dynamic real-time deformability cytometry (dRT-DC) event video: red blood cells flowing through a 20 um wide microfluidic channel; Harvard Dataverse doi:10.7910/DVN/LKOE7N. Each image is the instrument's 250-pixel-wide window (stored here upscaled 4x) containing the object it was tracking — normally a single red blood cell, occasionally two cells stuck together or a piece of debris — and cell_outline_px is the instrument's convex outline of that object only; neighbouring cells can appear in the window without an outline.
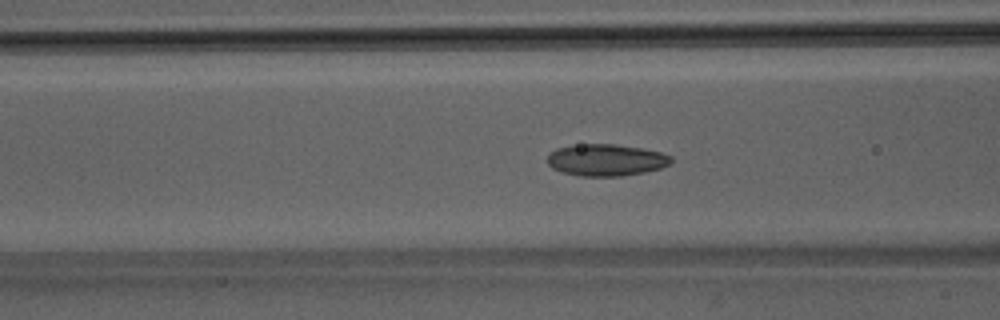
{"species": "Egyptian fruit bat (a non-hibernating species)", "species_latin": "Rousettus aegyptiacus", "temperature_condition": "room temperature", "stored_images_in_passage": 51, "camera_frame_rate_fps": 3000, "um_per_image_px": 0.085, "animal": {"sex": "male"}, "frame": {"image": 1, "passage_image": 20, "time_ms": 6.333, "image_size_px": [1000, 320], "cell_outline_px": [[672, 160], [668, 164], [660, 168], [644, 172], [620, 176], [580, 176], [560, 172], [552, 168], [544, 160], [556, 148], [572, 144], [616, 144], [644, 148], [660, 152], [672, 156]], "centroid_in_image_um": [51.47, 13.59], "position_along_channel_um": 115.1, "area_um2": 23.18}}
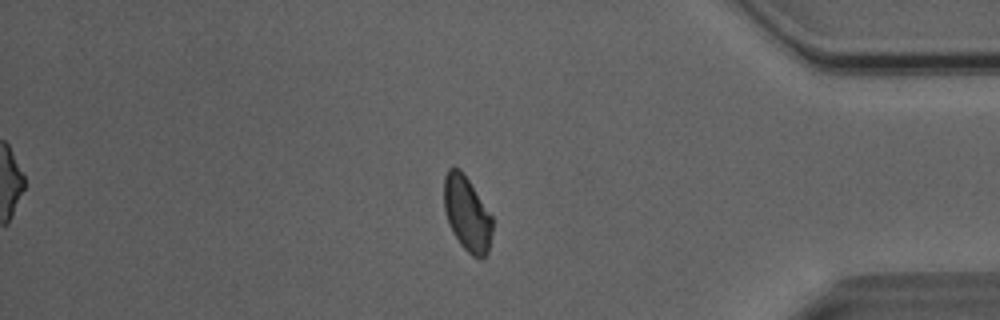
{"frame": {"image": 2, "passage_image": 43, "time_ms": 14.0, "image_size_px": [1000, 320], "cell_outline_px": [[492, 232], [488, 252], [480, 260], [472, 256], [460, 244], [452, 232], [448, 224], [444, 212], [444, 176], [448, 168], [460, 168], [492, 216]], "centroid_in_image_um": [39.68, 18.19], "position_along_channel_um": 395.5, "area_um2": 21.1}}
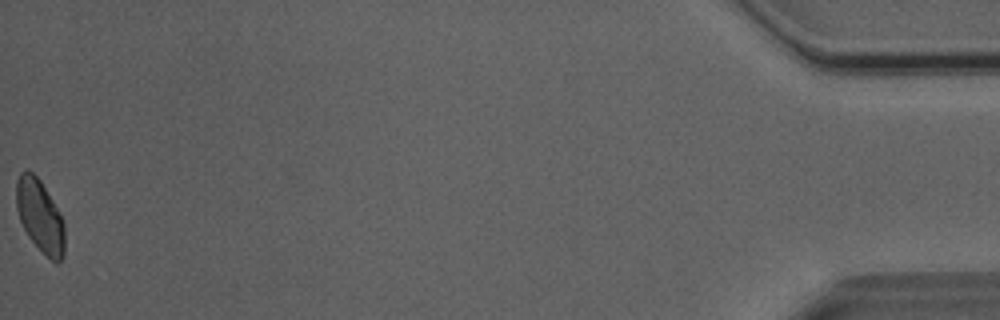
{"frame": {"image": 3, "passage_image": 51, "time_ms": 16.667, "image_size_px": [1000, 320], "cell_outline_px": [[64, 256], [56, 264], [28, 236], [20, 220], [16, 208], [16, 180], [20, 172], [24, 168], [32, 172], [40, 180], [64, 220]], "centroid_in_image_um": [3.39, 18.32], "position_along_channel_um": 431.8, "area_um2": 20.29}, "authors_computed_cell_mechanics": {"area_um2": 22.253, "velocity_mm_per_s": 4.0307, "shape_relaxation_time_tau1_ms": 4.5968, "shape_relaxation_time_tau2_ms": 2.5023, "deformation_change_tau1": 0.1131, "deformation_change_tau2": 0.09}}